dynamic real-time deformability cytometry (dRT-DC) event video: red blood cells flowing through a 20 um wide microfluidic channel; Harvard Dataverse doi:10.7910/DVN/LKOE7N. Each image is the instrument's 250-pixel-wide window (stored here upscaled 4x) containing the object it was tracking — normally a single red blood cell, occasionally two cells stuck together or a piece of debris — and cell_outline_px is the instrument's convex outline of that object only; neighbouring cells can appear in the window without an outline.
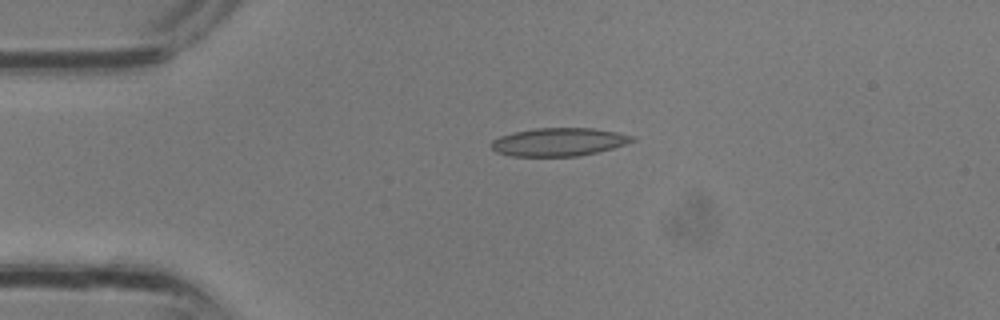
{"species": "common noctule bat (a hibernating species)", "species_latin": "Nyctalus noctula", "temperature_condition": "room temperature", "stored_images_in_passage": 2, "camera_frame_rate_fps": 3000, "um_per_image_px": 0.085, "animal": {"sex": "male", "body_mass_g": 13.3}, "frame": {"image": 1, "passage_image": 2, "time_ms": 0.333, "image_size_px": [1000, 320], "cell_outline_px": [[636, 140], [612, 148], [596, 152], [576, 156], [512, 156], [496, 152], [492, 148], [492, 140], [500, 136], [512, 132], [536, 128], [592, 128], [616, 132], [636, 136]], "centroid_in_image_um": [47.49, 12.06], "position_along_channel_um": 37.5, "area_um2": 23.0}}